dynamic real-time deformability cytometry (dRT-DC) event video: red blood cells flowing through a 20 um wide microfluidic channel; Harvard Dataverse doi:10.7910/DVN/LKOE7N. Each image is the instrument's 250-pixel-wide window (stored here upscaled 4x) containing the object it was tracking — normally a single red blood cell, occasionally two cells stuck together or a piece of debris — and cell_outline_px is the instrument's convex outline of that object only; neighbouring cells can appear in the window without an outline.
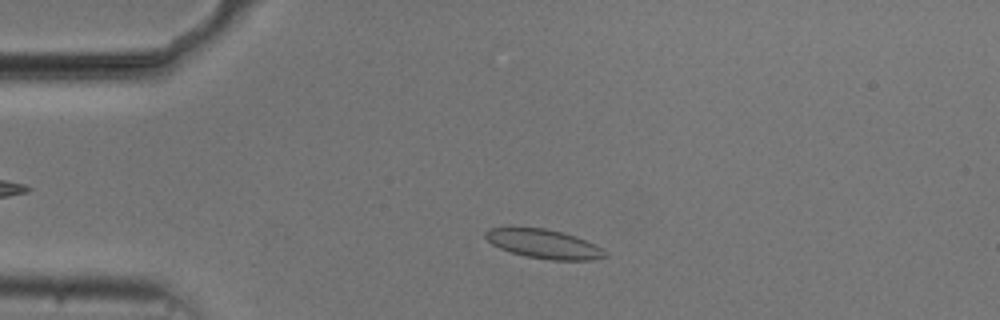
{"species": "common noctule bat (a hibernating species)", "species_latin": "Nyctalus noctula", "temperature_condition": "cold", "stored_images_in_passage": 50, "camera_frame_rate_fps": 3000, "um_per_image_px": 0.085, "animal": {"sex": "male", "body_mass_g": 20.5, "forearm_length_mm": 52.5}, "frame": {"image": 1, "passage_image": 8, "time_ms": 2.333, "image_size_px": [1000, 320], "cell_outline_px": [[608, 256], [592, 260], [552, 260], [528, 256], [512, 252], [500, 248], [492, 244], [484, 236], [484, 232], [488, 228], [544, 228], [576, 236], [596, 244]], "centroid_in_image_um": [46.23, 20.73], "position_along_channel_um": 38.8, "area_um2": 19.94}}
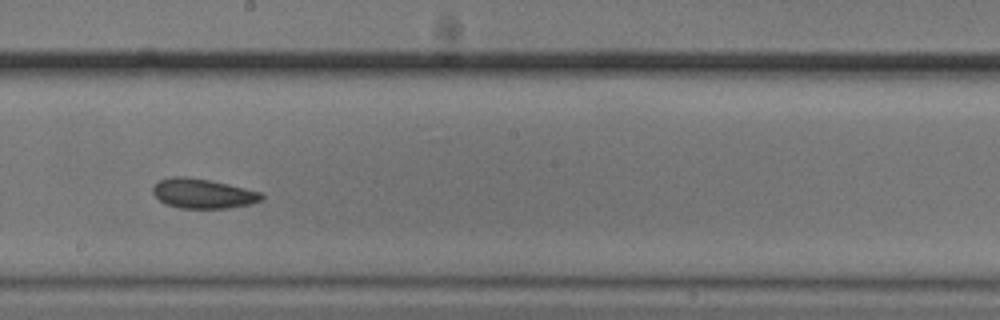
{"frame": {"image": 2, "passage_image": 26, "time_ms": 8.333, "image_size_px": [1000, 320], "cell_outline_px": [[264, 196], [260, 200], [248, 204], [224, 208], [180, 208], [164, 204], [152, 192], [152, 188], [160, 180], [172, 176], [184, 176], [208, 180], [228, 184], [264, 192]], "centroid_in_image_um": [17.24, 16.44], "position_along_channel_um": 231.0, "area_um2": 18.67}}
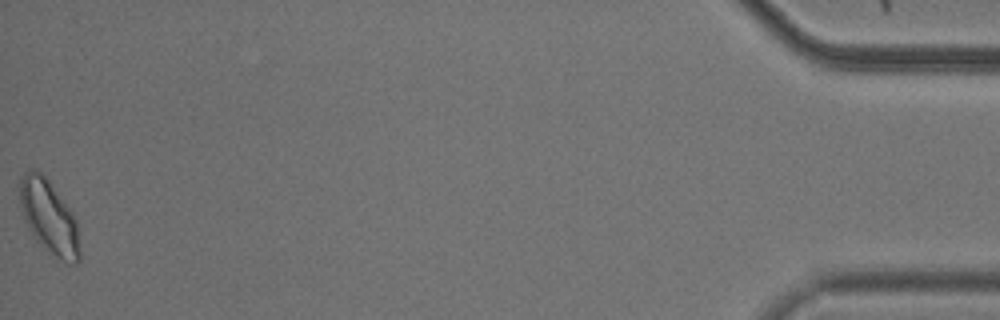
{"frame": {"image": 3, "passage_image": 50, "time_ms": 16.333, "image_size_px": [1000, 320], "cell_outline_px": [[80, 260], [76, 264], [68, 264], [60, 260], [48, 252], [36, 240], [28, 228], [24, 220], [20, 204], [20, 176], [28, 168], [36, 168], [48, 180], [72, 212], [76, 220], [80, 252]], "centroid_in_image_um": [4.16, 18.46], "position_along_channel_um": 431.0, "area_um2": 25.84}, "authors_computed_cell_mechanics": {"area_um2": 19.3919, "velocity_mm_per_s": 3.7099, "shape_relaxation_time_tau1_ms": null, "shape_relaxation_time_tau2_ms": 5.5884, "deformation_change_tau1": null, "deformation_change_tau2": 0.0987}}